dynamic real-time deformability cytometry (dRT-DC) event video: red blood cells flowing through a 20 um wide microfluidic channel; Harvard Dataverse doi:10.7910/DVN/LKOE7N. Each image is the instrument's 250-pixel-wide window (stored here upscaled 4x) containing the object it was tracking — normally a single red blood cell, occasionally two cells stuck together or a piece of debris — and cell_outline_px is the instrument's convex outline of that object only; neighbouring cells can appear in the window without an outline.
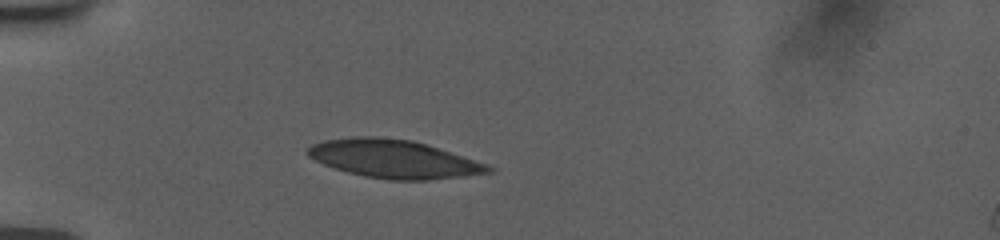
{"species": "human", "species_latin": "Homo sapiens", "temperature_condition": "room temperature", "stored_images_in_passage": 26, "camera_frame_rate_fps": 3000, "um_per_image_px": 0.085, "donor": {"sex": "female"}, "frame": {"image": 1, "passage_image": 3, "time_ms": 1.333, "image_size_px": [1000, 240], "cell_outline_px": [[496, 168], [492, 172], [428, 180], [392, 180], [364, 176], [348, 172], [324, 164], [308, 156], [304, 152], [312, 144], [324, 140], [352, 136], [376, 136], [412, 140], [428, 144], [488, 164]], "centroid_in_image_um": [33.47, 13.49], "position_along_channel_um": 51.5, "area_um2": 40.29}}
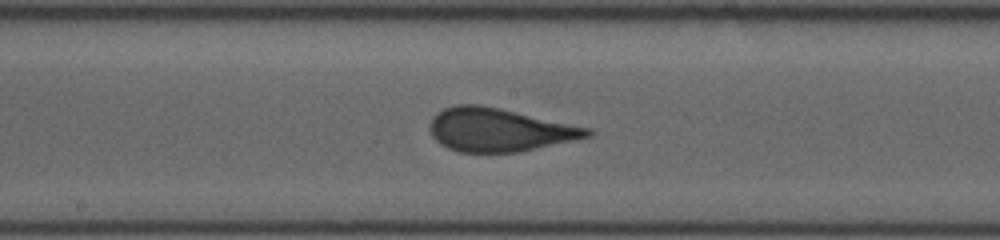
{"frame": {"image": 2, "passage_image": 10, "time_ms": 6.0, "image_size_px": [1000, 240], "cell_outline_px": [[596, 132], [592, 136], [576, 140], [520, 152], [460, 152], [448, 148], [440, 144], [432, 136], [428, 128], [432, 116], [436, 112], [444, 108], [456, 104], [480, 104], [500, 108], [592, 128]], "centroid_in_image_um": [42.45, 11.03], "position_along_channel_um": 205.8, "area_um2": 40.23}}
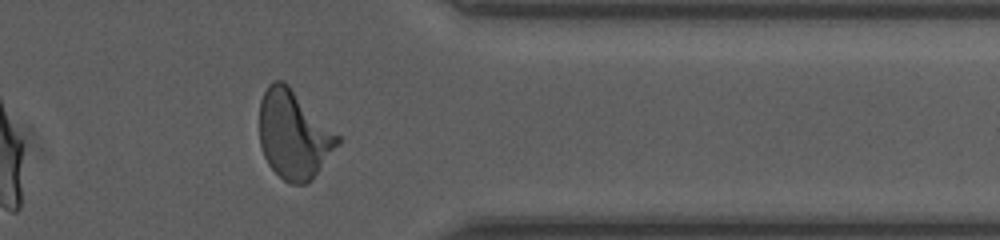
{"frame": {"image": 3, "passage_image": 22, "time_ms": 11.0, "image_size_px": [1000, 240], "cell_outline_px": [[340, 144], [312, 180], [304, 184], [292, 184], [284, 180], [268, 164], [264, 156], [260, 144], [260, 100], [268, 84], [272, 80], [284, 80], [340, 136]], "centroid_in_image_um": [24.97, 11.44], "position_along_channel_um": 386.4, "area_um2": 40.29}, "authors_computed_cell_mechanics": {"area_um2": 38.8705, "velocity_mm_per_s": 3.7389, "shape_relaxation_time_tau1_ms": 5.9883, "shape_relaxation_time_tau2_ms": null, "deformation_change_tau1": 0.1779, "deformation_change_tau2": null}}